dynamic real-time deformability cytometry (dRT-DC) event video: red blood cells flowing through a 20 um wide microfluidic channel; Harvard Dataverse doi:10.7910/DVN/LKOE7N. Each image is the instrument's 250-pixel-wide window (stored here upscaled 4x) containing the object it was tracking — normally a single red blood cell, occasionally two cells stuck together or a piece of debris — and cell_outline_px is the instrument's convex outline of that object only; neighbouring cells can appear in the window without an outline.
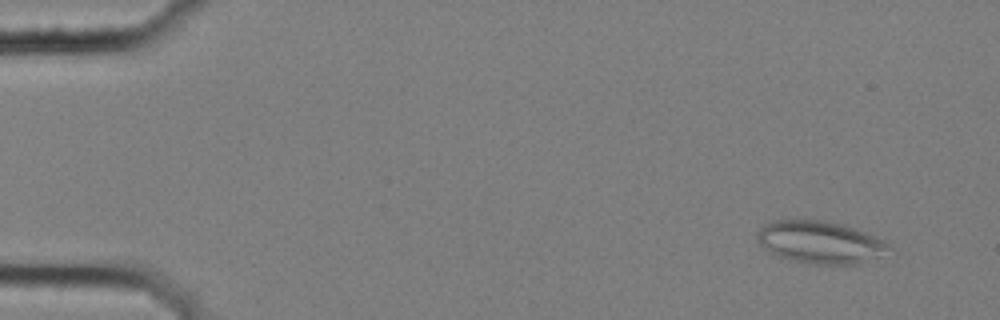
{"species": "common noctule bat (a hibernating species)", "species_latin": "Nyctalus noctula", "temperature_condition": "cold", "stored_images_in_passage": 57, "camera_frame_rate_fps": 3000, "um_per_image_px": 0.085, "animal": {"sex": "female", "body_mass_g": 25.1}, "frame": {"image": 1, "passage_image": 5, "time_ms": 1.333, "image_size_px": [1000, 320], "cell_outline_px": [[896, 252], [860, 264], [808, 264], [776, 256], [764, 248], [760, 244], [756, 236], [756, 232], [764, 224], [772, 220], [824, 220], [844, 224], [868, 232], [888, 240]], "centroid_in_image_um": [69.84, 20.6], "position_along_channel_um": 15.2, "area_um2": 33.7}}
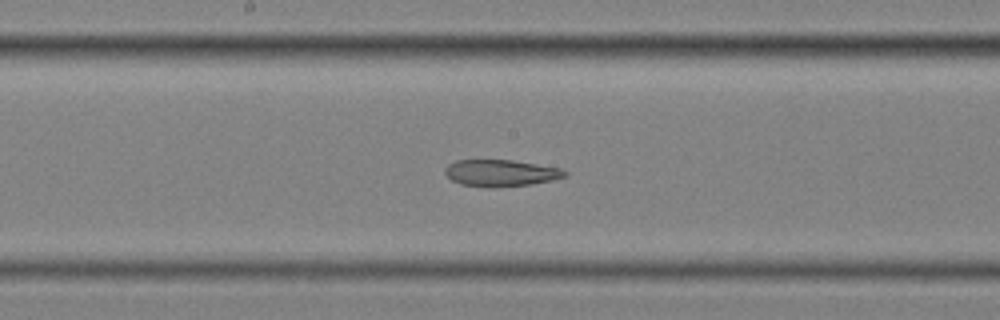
{"frame": {"image": 2, "passage_image": 31, "time_ms": 10.0, "image_size_px": [1000, 320], "cell_outline_px": [[568, 176], [552, 180], [532, 184], [496, 188], [460, 184], [452, 180], [444, 172], [444, 168], [448, 164], [456, 160], [512, 160], [560, 168], [568, 172]], "centroid_in_image_um": [42.57, 14.71], "position_along_channel_um": 205.6, "area_um2": 18.73}}
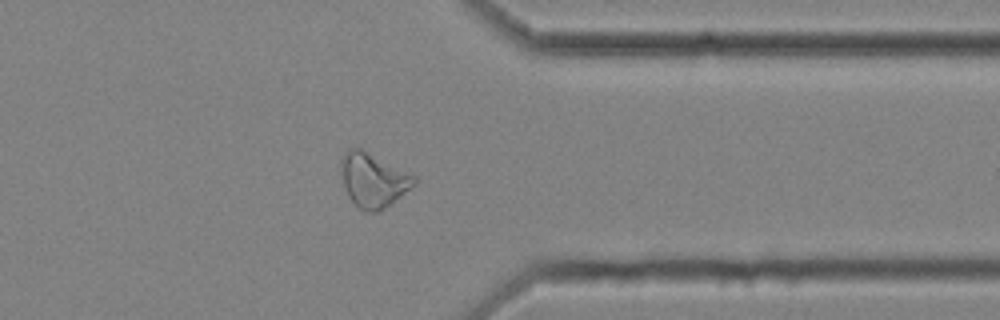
{"frame": {"image": 3, "passage_image": 46, "time_ms": 15.0, "image_size_px": [1000, 320], "cell_outline_px": [[416, 184], [380, 212], [368, 212], [360, 208], [348, 196], [344, 184], [340, 168], [340, 160], [348, 148], [360, 148], [416, 176]], "centroid_in_image_um": [31.72, 15.31], "position_along_channel_um": 379.7, "area_um2": 22.83}, "authors_computed_cell_mechanics": {"area_um2": 24.3916, "velocity_mm_per_s": 3.571, "shape_relaxation_time_tau1_ms": null, "shape_relaxation_time_tau2_ms": 6.8464, "deformation_change_tau1": null, "deformation_change_tau2": 0.1468}}